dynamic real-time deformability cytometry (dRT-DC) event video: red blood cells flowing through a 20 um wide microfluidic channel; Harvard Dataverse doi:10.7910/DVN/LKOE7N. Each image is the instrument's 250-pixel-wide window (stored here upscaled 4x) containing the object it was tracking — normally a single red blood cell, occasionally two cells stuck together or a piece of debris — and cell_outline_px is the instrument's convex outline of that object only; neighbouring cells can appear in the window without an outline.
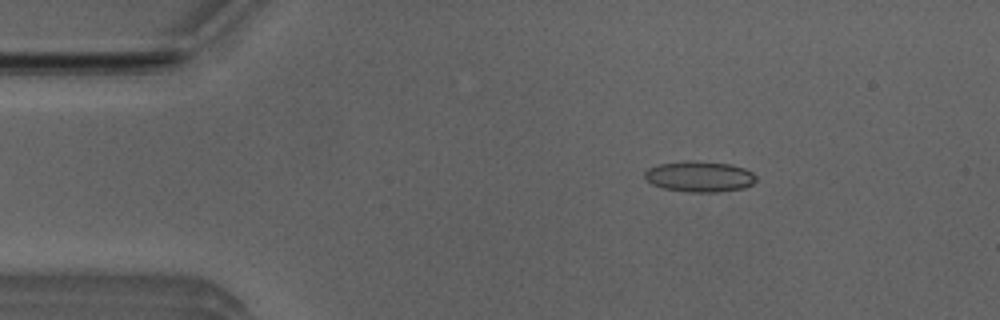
{"species": "Egyptian fruit bat (a non-hibernating species)", "species_latin": "Rousettus aegyptiacus", "temperature_condition": "room temperature", "stored_images_in_passage": 4, "camera_frame_rate_fps": 3000, "um_per_image_px": 0.085, "animal": {"sex": "male"}, "frame": {"image": 1, "passage_image": 2, "time_ms": 0.333, "image_size_px": [1000, 320], "cell_outline_px": [[756, 180], [752, 184], [744, 188], [716, 192], [688, 192], [664, 188], [652, 184], [644, 176], [644, 172], [648, 168], [656, 164], [692, 160], [732, 164], [744, 168], [752, 172], [756, 176]], "centroid_in_image_um": [59.46, 14.99], "position_along_channel_um": 25.5, "area_um2": 20.06}}